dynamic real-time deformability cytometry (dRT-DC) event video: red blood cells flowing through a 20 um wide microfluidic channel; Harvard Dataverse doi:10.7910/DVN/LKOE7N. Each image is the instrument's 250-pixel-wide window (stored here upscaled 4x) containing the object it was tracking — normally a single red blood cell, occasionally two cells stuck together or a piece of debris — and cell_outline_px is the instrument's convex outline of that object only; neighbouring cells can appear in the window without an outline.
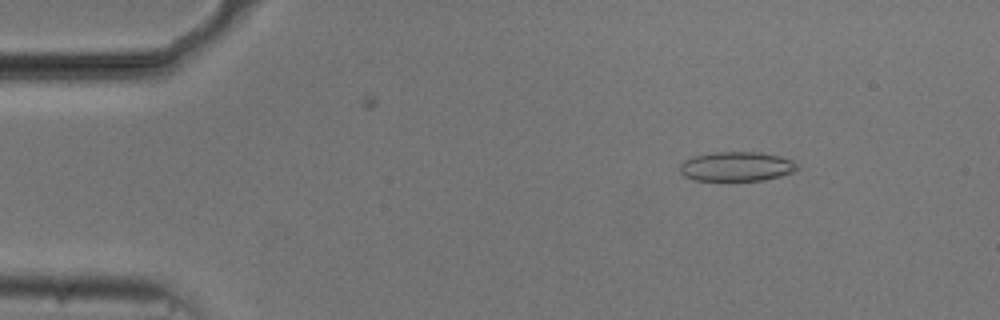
{"species": "common noctule bat (a hibernating species)", "species_latin": "Nyctalus noctula", "temperature_condition": "cold", "stored_images_in_passage": 49, "camera_frame_rate_fps": 3000, "um_per_image_px": 0.085, "animal": {"sex": "male", "body_mass_g": 20.5, "forearm_length_mm": 52.5}, "frame": {"image": 1, "passage_image": 5, "time_ms": 1.333, "image_size_px": [1000, 320], "cell_outline_px": [[800, 168], [792, 172], [780, 176], [764, 180], [696, 180], [684, 176], [680, 172], [680, 164], [684, 160], [692, 156], [712, 152], [760, 152], [780, 156], [792, 160], [800, 164]], "centroid_in_image_um": [62.63, 14.14], "position_along_channel_um": 22.4, "area_um2": 20.29}}
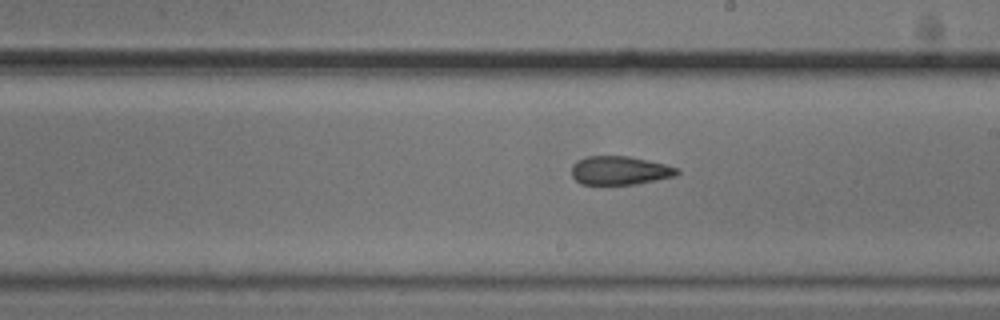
{"frame": {"image": 2, "passage_image": 28, "time_ms": 9.0, "image_size_px": [1000, 320], "cell_outline_px": [[680, 172], [676, 176], [636, 184], [580, 184], [572, 176], [572, 164], [576, 160], [588, 156], [628, 156], [648, 160], [680, 168]], "centroid_in_image_um": [52.69, 14.49], "position_along_channel_um": 236.3, "area_um2": 17.69}}
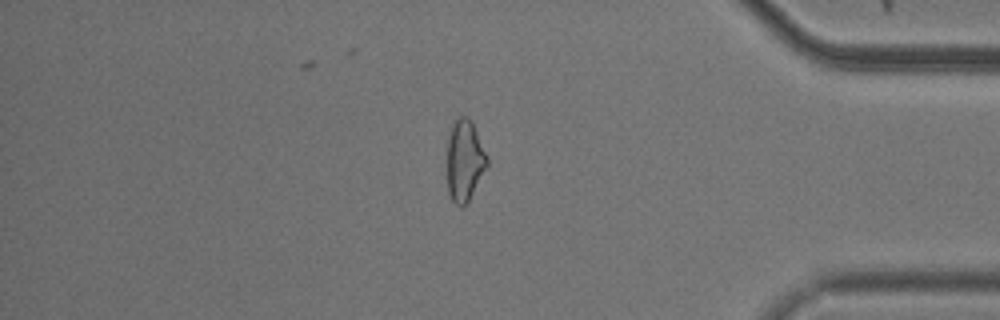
{"frame": {"image": 3, "passage_image": 43, "time_ms": 14.0, "image_size_px": [1000, 320], "cell_outline_px": [[488, 168], [468, 200], [460, 208], [452, 200], [448, 192], [448, 140], [452, 120], [460, 116], [468, 116], [472, 120], [488, 156]], "centroid_in_image_um": [39.52, 13.59], "position_along_channel_um": 395.7, "area_um2": 19.19}, "authors_computed_cell_mechanics": {"area_um2": 19.3052, "velocity_mm_per_s": 3.762, "shape_relaxation_time_tau1_ms": null, "shape_relaxation_time_tau2_ms": 5.4344, "deformation_change_tau1": null, "deformation_change_tau2": 0.1442}}